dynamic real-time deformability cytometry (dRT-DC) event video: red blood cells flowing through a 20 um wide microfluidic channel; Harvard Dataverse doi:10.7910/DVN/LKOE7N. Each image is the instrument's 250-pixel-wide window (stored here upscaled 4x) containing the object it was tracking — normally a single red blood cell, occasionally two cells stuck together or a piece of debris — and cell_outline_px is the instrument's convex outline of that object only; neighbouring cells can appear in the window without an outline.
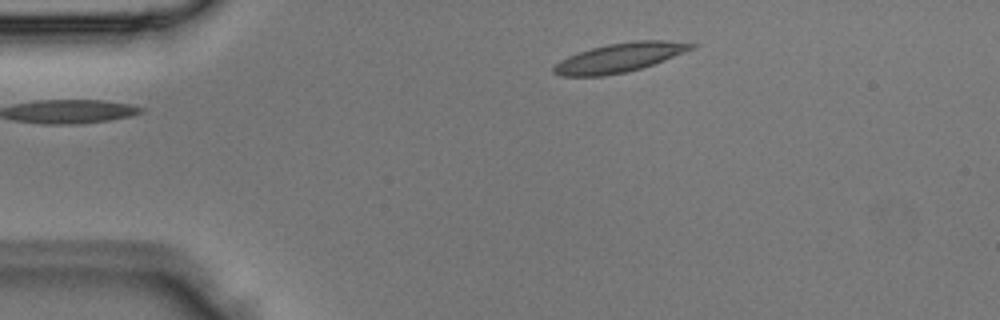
{"species": "Egyptian fruit bat (a non-hibernating species)", "species_latin": "Rousettus aegyptiacus", "temperature_condition": "room temperature", "stored_images_in_passage": 2, "camera_frame_rate_fps": 3000, "um_per_image_px": 0.085, "animal": {"sex": "male"}, "frame": {"image": 1, "passage_image": 2, "time_ms": 0.333, "image_size_px": [1000, 320], "cell_outline_px": [[700, 44], [696, 48], [664, 60], [628, 72], [604, 76], [560, 76], [552, 72], [552, 68], [560, 60], [568, 56], [592, 48], [608, 44], [636, 40], [664, 40]], "centroid_in_image_um": [52.68, 4.9], "position_along_channel_um": 32.3, "area_um2": 23.35}}